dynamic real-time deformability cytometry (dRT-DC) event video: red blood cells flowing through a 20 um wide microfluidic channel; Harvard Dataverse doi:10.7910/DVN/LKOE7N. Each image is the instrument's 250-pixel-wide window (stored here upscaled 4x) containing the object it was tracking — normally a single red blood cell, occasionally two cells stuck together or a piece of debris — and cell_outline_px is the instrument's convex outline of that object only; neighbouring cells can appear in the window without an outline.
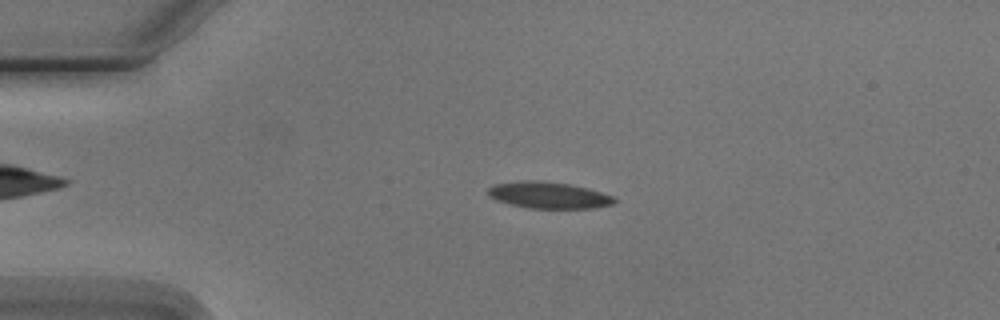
{"species": "Egyptian fruit bat (a non-hibernating species)", "species_latin": "Rousettus aegyptiacus", "temperature_condition": "cold", "stored_images_in_passage": 3, "camera_frame_rate_fps": 3000, "um_per_image_px": 0.085, "animal": {"sex": "male"}, "frame": {"image": 1, "passage_image": 3, "time_ms": 2.333, "image_size_px": [1000, 320], "cell_outline_px": [[616, 200], [612, 204], [596, 208], [528, 208], [508, 204], [496, 200], [488, 196], [488, 188], [496, 184], [524, 180], [540, 180], [568, 184], [588, 188], [612, 196]], "centroid_in_image_um": [46.6, 16.59], "position_along_channel_um": 38.4, "area_um2": 19.48}}